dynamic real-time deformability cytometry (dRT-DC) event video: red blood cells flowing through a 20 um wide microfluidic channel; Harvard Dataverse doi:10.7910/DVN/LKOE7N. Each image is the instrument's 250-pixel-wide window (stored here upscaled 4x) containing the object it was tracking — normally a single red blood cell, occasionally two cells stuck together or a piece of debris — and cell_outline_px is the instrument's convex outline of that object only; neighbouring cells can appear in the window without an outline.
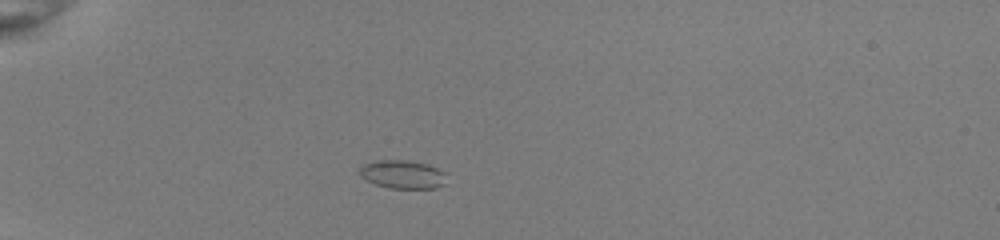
{"species": "common noctule bat (a hibernating species)", "species_latin": "Nyctalus noctula", "temperature_condition": "room temperature", "stored_images_in_passage": 39, "camera_frame_rate_fps": 3000, "um_per_image_px": 0.085, "animal": {"sex": "female", "body_mass_g": 22.0, "forearm_length_mm": 56.7}, "frame": {"image": 1, "passage_image": 3, "time_ms": 0.667, "image_size_px": [1000, 240], "cell_outline_px": [[444, 184], [436, 188], [392, 188], [376, 184], [364, 180], [360, 176], [360, 168], [364, 164], [376, 160], [408, 160], [428, 164], [444, 172]], "centroid_in_image_um": [34.19, 14.81], "position_along_channel_um": 50.8, "area_um2": 14.28}}
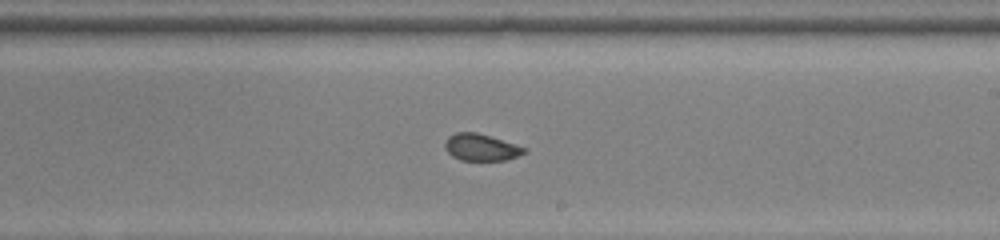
{"frame": {"image": 2, "passage_image": 20, "time_ms": 6.333, "image_size_px": [1000, 240], "cell_outline_px": [[528, 152], [504, 160], [460, 160], [452, 156], [444, 148], [444, 140], [448, 136], [456, 132], [476, 132], [528, 148]], "centroid_in_image_um": [40.86, 12.52], "position_along_channel_um": 248.1, "area_um2": 12.43}}
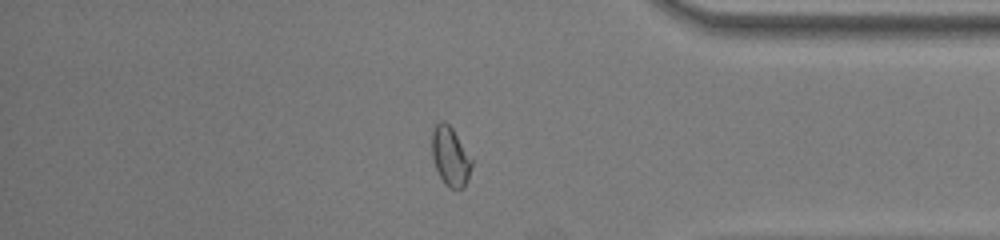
{"frame": {"image": 3, "passage_image": 32, "time_ms": 10.333, "image_size_px": [1000, 240], "cell_outline_px": [[472, 164], [468, 180], [464, 188], [448, 188], [444, 184], [436, 168], [432, 156], [432, 132], [436, 124], [440, 120], [444, 120], [452, 128], [472, 160]], "centroid_in_image_um": [38.27, 13.31], "position_along_channel_um": 396.9, "area_um2": 13.58}, "authors_computed_cell_mechanics": {"area_um2": 13.583, "velocity_mm_per_s": 4.0158, "shape_relaxation_time_tau1_ms": 5.1162, "shape_relaxation_time_tau2_ms": 1.1041, "deformation_change_tau1": 0.0971, "deformation_change_tau2": 0.0444}}